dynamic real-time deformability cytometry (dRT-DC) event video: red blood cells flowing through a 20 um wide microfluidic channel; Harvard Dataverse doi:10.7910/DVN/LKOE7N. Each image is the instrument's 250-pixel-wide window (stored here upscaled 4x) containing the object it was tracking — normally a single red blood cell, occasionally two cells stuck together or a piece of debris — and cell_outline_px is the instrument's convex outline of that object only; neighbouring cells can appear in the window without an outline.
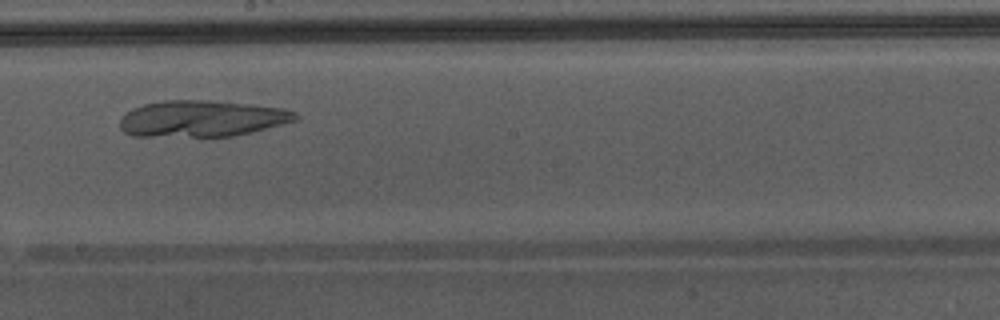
{"species": "Egyptian fruit bat (a non-hibernating species)", "species_latin": "Rousettus aegyptiacus", "temperature_condition": "warm", "stored_images_in_passage": 34, "camera_frame_rate_fps": 3000, "um_per_image_px": 0.085, "animal": {"sex": "male"}, "frame": {"image": 1, "passage_image": 15, "time_ms": 4.667, "image_size_px": [1000, 320], "cell_outline_px": [[300, 120], [252, 132], [232, 136], [132, 136], [124, 132], [120, 128], [120, 120], [132, 108], [144, 104], [164, 100], [208, 100], [248, 104], [284, 108], [296, 112], [300, 116]], "centroid_in_image_um": [17.21, 10.08], "position_along_channel_um": 231.0, "area_um2": 37.34}}